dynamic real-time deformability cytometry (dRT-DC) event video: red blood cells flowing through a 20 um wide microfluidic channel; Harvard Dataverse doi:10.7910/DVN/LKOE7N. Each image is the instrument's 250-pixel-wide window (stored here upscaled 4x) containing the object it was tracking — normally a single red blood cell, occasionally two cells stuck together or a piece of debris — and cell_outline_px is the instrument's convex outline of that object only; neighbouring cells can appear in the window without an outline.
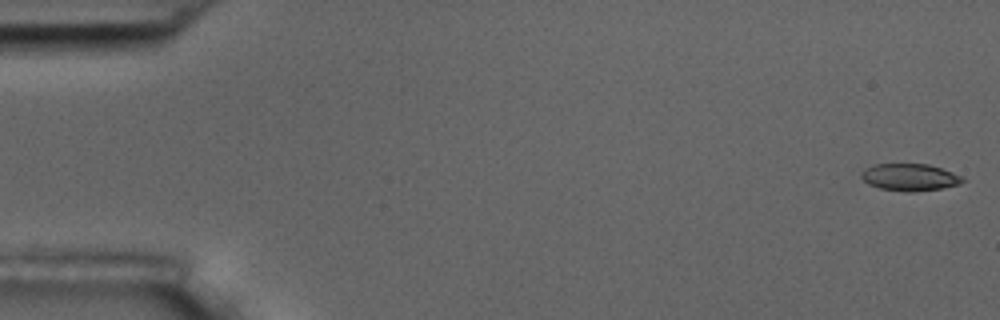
{"species": "common noctule bat (a hibernating species)", "species_latin": "Nyctalus noctula", "temperature_condition": "room temperature", "stored_images_in_passage": 11, "camera_frame_rate_fps": 3000, "um_per_image_px": 0.085, "animal": {"sex": "male", "body_mass_g": 17.5, "forearm_length_mm": 52.3}, "frame": {"image": 1, "passage_image": 1, "time_ms": 0.0, "image_size_px": [1000, 320], "cell_outline_px": [[964, 180], [960, 184], [940, 188], [912, 192], [904, 192], [880, 188], [868, 184], [860, 176], [860, 172], [864, 168], [872, 164], [928, 164], [964, 176]], "centroid_in_image_um": [77.3, 15.06], "position_along_channel_um": 7.7, "area_um2": 16.07}}
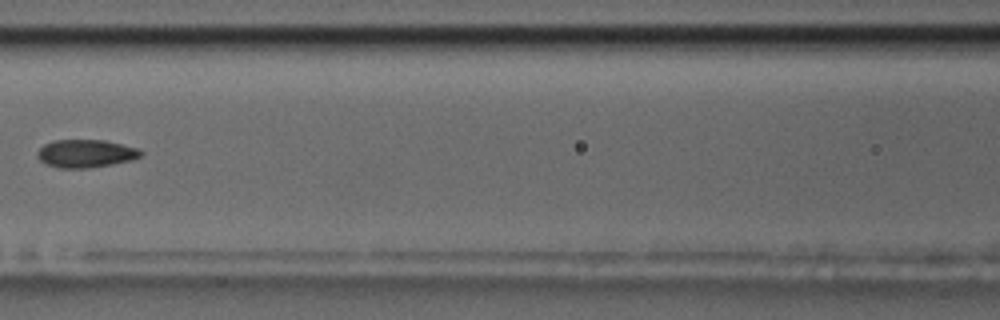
{"frame": {"image": 2, "passage_image": 7, "time_ms": 8.0, "image_size_px": [1000, 320], "cell_outline_px": [[144, 152], [140, 156], [132, 160], [112, 164], [88, 168], [60, 168], [48, 164], [40, 160], [36, 156], [36, 152], [44, 144], [52, 140], [104, 140], [136, 148]], "centroid_in_image_um": [7.26, 13.05], "position_along_channel_um": 159.3, "area_um2": 16.76}}
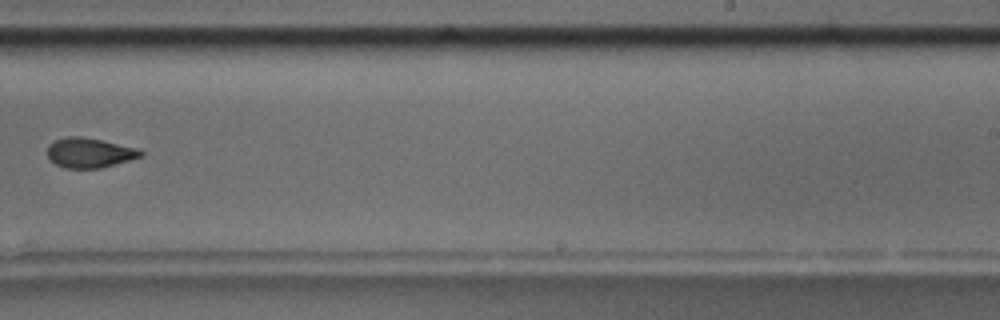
{"frame": {"image": 3, "passage_image": 10, "time_ms": 11.333, "image_size_px": [1000, 320], "cell_outline_px": [[144, 156], [100, 168], [64, 168], [48, 160], [48, 144], [64, 136], [80, 136], [140, 148], [144, 152]], "centroid_in_image_um": [7.61, 12.98], "position_along_channel_um": 281.4, "area_um2": 16.36}}